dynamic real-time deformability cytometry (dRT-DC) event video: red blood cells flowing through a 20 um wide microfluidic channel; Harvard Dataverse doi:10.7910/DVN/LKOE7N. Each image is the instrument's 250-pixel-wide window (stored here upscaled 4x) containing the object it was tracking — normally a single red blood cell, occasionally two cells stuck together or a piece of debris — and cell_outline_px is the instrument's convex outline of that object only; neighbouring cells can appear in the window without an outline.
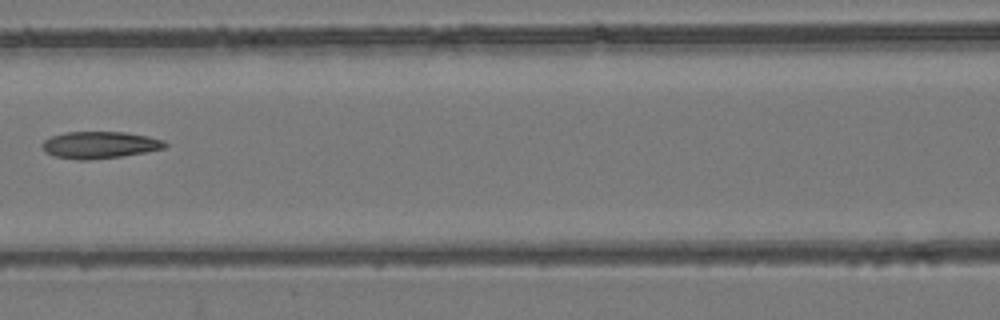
{"species": "common noctule bat (a hibernating species)", "species_latin": "Nyctalus noctula", "temperature_condition": "room temperature", "stored_images_in_passage": 8, "camera_frame_rate_fps": 3000, "um_per_image_px": 0.085, "animal": {"sex": "female", "body_mass_g": 24.6, "forearm_length_mm": 56.2}, "frame": {"image": 1, "passage_image": 7, "time_ms": 8.0, "image_size_px": [1000, 320], "cell_outline_px": [[168, 144], [164, 148], [144, 152], [120, 156], [88, 160], [80, 160], [52, 156], [44, 152], [40, 144], [44, 140], [52, 136], [64, 132], [124, 132], [148, 136], [164, 140]], "centroid_in_image_um": [8.43, 12.32], "position_along_channel_um": 158.2, "area_um2": 19.31}}
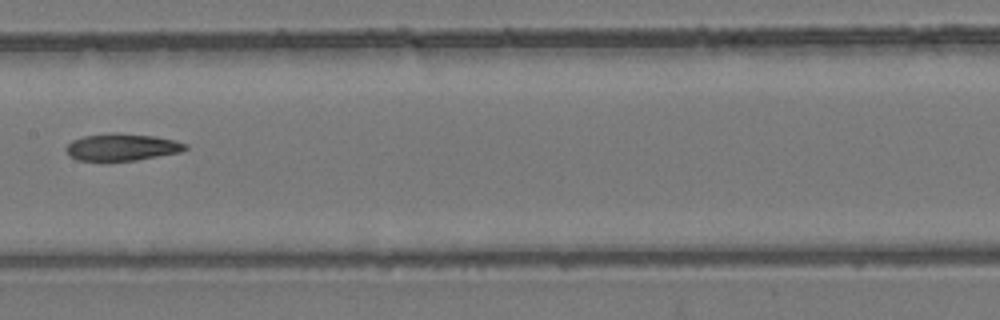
{"frame": {"image": 2, "passage_image": 8, "time_ms": 9.0, "image_size_px": [1000, 320], "cell_outline_px": [[188, 148], [180, 152], [136, 160], [76, 160], [68, 156], [64, 148], [72, 140], [84, 136], [112, 132], [116, 132], [156, 136], [176, 140], [188, 144]], "centroid_in_image_um": [10.36, 12.49], "position_along_channel_um": 197.0, "area_um2": 18.96}}